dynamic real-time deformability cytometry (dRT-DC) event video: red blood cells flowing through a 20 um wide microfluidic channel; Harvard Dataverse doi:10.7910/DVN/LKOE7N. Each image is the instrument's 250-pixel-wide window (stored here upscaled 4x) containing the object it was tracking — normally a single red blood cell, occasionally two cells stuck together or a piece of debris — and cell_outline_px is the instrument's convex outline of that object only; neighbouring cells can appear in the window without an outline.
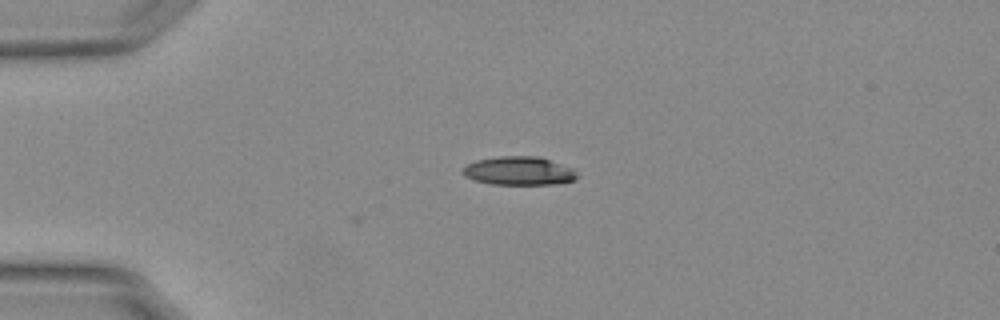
{"species": "Egyptian fruit bat (a non-hibernating species)", "species_latin": "Rousettus aegyptiacus", "temperature_condition": "warm", "stored_images_in_passage": 2, "camera_frame_rate_fps": 3000, "um_per_image_px": 0.085, "animal": {"sex": "female"}, "frame": {"image": 1, "passage_image": 2, "time_ms": 0.333, "image_size_px": [1000, 320], "cell_outline_px": [[580, 176], [576, 180], [560, 184], [492, 184], [476, 180], [464, 176], [464, 168], [468, 164], [476, 160], [500, 156], [540, 156], [572, 168]], "centroid_in_image_um": [44.18, 14.52], "position_along_channel_um": 40.8, "area_um2": 19.02}}